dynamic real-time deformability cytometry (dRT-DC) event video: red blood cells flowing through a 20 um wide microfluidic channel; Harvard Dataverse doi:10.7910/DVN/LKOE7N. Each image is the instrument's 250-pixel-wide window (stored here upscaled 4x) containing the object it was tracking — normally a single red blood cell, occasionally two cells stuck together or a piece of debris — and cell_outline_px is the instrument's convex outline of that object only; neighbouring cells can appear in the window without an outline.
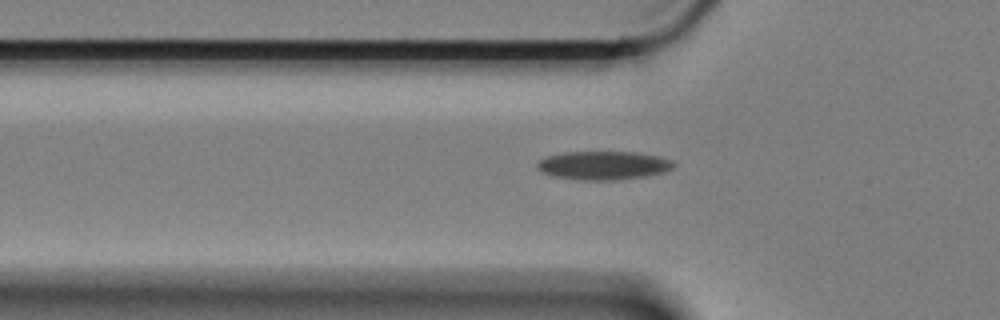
{"species": "Egyptian fruit bat (a non-hibernating species)", "species_latin": "Rousettus aegyptiacus", "temperature_condition": "cold", "stored_images_in_passage": 22, "camera_frame_rate_fps": 3000, "um_per_image_px": 0.085, "animal": {"sex": "female"}, "frame": {"image": 1, "passage_image": 2, "time_ms": 0.333, "image_size_px": [1000, 320], "cell_outline_px": [[676, 164], [672, 168], [664, 172], [648, 176], [620, 180], [580, 180], [552, 176], [544, 172], [536, 164], [544, 156], [564, 152], [636, 152], [656, 156], [672, 160]], "centroid_in_image_um": [51.31, 14.06], "position_along_channel_um": 74.5, "area_um2": 22.77}}
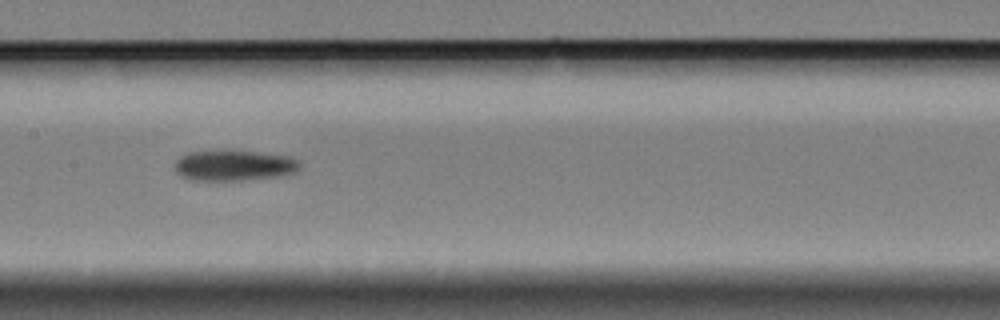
{"frame": {"image": 2, "passage_image": 12, "time_ms": 3.667, "image_size_px": [1000, 320], "cell_outline_px": [[300, 168], [296, 172], [280, 176], [240, 180], [192, 180], [176, 172], [176, 160], [180, 156], [188, 152], [256, 152], [288, 156], [296, 160], [300, 164]], "centroid_in_image_um": [19.91, 14.08], "position_along_channel_um": 187.5, "area_um2": 21.68}}
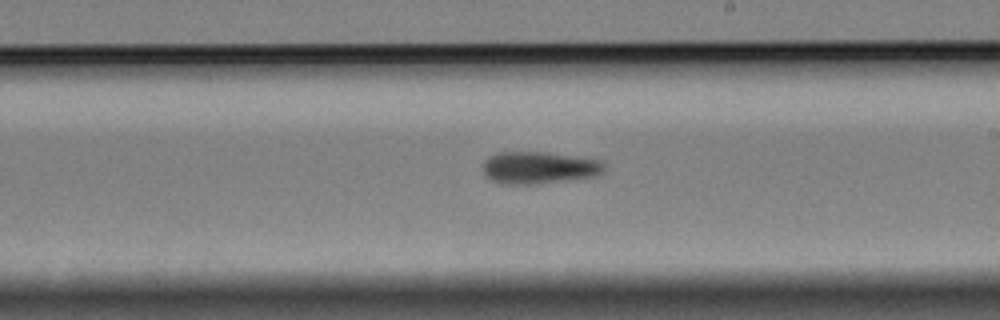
{"frame": {"image": 3, "passage_image": 17, "time_ms": 5.333, "image_size_px": [1000, 320], "cell_outline_px": [[604, 172], [596, 176], [564, 180], [528, 184], [508, 184], [492, 180], [484, 176], [484, 160], [488, 156], [496, 152], [548, 152], [604, 160]], "centroid_in_image_um": [45.83, 14.23], "position_along_channel_um": 243.2, "area_um2": 22.77}}